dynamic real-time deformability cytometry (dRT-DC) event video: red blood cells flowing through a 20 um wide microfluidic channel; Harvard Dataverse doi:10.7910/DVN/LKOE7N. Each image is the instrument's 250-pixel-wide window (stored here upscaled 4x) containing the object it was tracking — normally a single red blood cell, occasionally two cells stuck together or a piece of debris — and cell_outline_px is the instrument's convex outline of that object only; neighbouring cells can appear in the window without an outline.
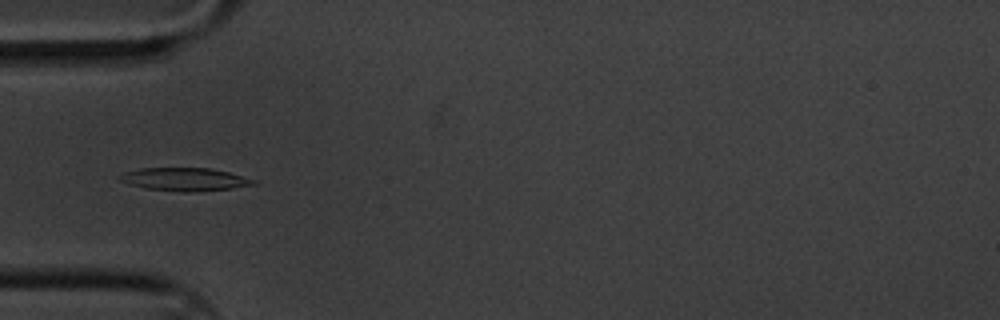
{"species": "common noctule bat (a hibernating species)", "species_latin": "Nyctalus noctula", "temperature_condition": "cold", "stored_images_in_passage": 7, "camera_frame_rate_fps": 3000, "um_per_image_px": 0.085, "animal": {"sex": "male", "body_mass_g": 20.1, "forearm_length_mm": 53.5}, "frame": {"image": 1, "passage_image": 5, "time_ms": 1.333, "image_size_px": [1000, 320], "cell_outline_px": [[256, 184], [232, 188], [188, 192], [184, 192], [148, 188], [132, 184], [120, 180], [116, 176], [124, 172], [140, 168], [208, 168], [228, 172], [256, 180]], "centroid_in_image_um": [15.69, 15.23], "position_along_channel_um": 69.3, "area_um2": 17.63}}
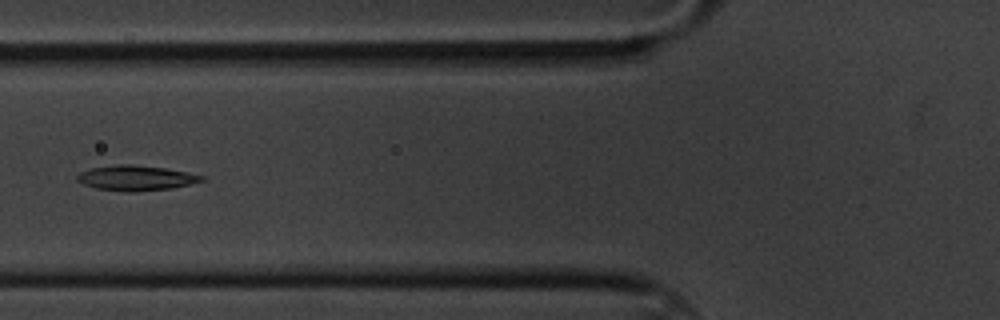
{"frame": {"image": 2, "passage_image": 6, "time_ms": 1.667, "image_size_px": [1000, 320], "cell_outline_px": [[204, 180], [172, 188], [136, 192], [124, 192], [96, 188], [84, 184], [76, 180], [76, 176], [80, 172], [92, 168], [116, 164], [132, 164], [164, 168], [188, 172], [204, 176]], "centroid_in_image_um": [11.53, 15.13], "position_along_channel_um": 114.3, "area_um2": 18.21}}
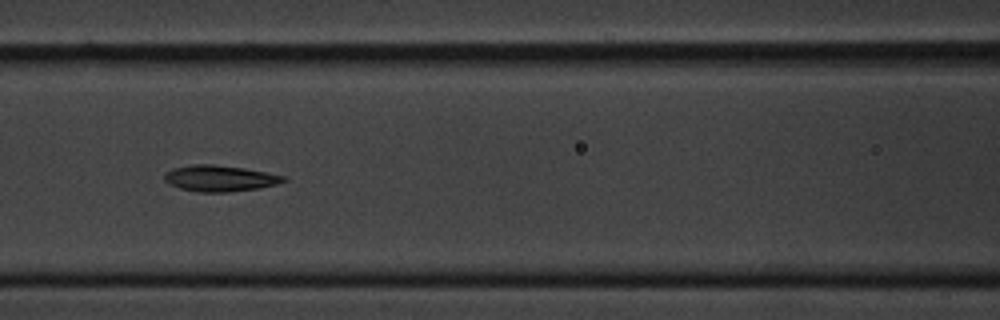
{"frame": {"image": 3, "passage_image": 7, "time_ms": 2.0, "image_size_px": [1000, 320], "cell_outline_px": [[288, 180], [276, 184], [260, 188], [228, 192], [196, 192], [180, 188], [168, 184], [164, 180], [164, 172], [172, 168], [192, 164], [212, 164], [244, 168], [288, 176]], "centroid_in_image_um": [18.67, 15.16], "position_along_channel_um": 147.9, "area_um2": 18.38}}